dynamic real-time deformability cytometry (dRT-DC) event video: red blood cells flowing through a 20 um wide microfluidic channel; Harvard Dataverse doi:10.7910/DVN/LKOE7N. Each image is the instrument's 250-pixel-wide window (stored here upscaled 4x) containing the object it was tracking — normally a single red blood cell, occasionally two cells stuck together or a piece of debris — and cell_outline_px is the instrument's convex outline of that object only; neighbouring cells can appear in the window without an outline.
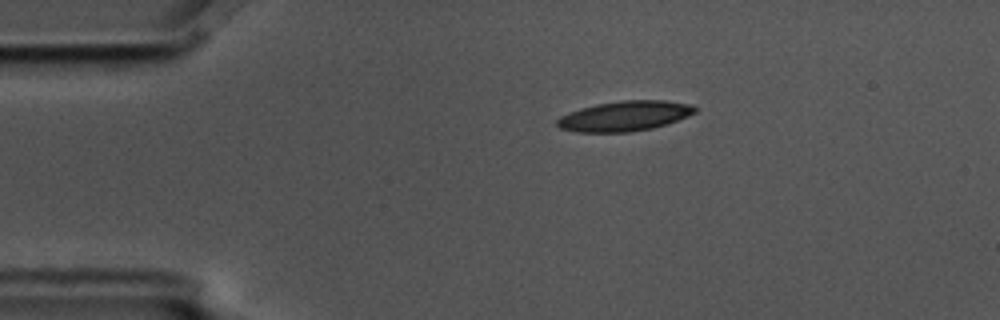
{"species": "common noctule bat (a hibernating species)", "species_latin": "Nyctalus noctula", "temperature_condition": "cold", "stored_images_in_passage": 7, "camera_frame_rate_fps": 3000, "um_per_image_px": 0.085, "animal": {"sex": "male", "body_mass_g": 17.5, "forearm_length_mm": 52.3}, "frame": {"image": 1, "passage_image": 3, "time_ms": 0.667, "image_size_px": [1000, 320], "cell_outline_px": [[696, 112], [688, 116], [668, 124], [652, 128], [628, 132], [576, 132], [560, 128], [556, 124], [556, 120], [560, 116], [580, 108], [596, 104], [620, 100], [664, 100], [692, 104], [696, 108]], "centroid_in_image_um": [53.1, 9.86], "position_along_channel_um": 31.9, "area_um2": 24.28}}
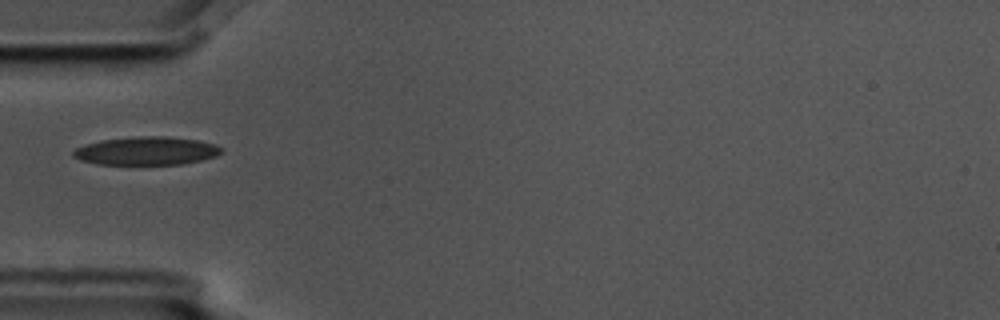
{"frame": {"image": 2, "passage_image": 5, "time_ms": 1.333, "image_size_px": [1000, 320], "cell_outline_px": [[224, 152], [216, 156], [200, 160], [180, 164], [96, 164], [80, 160], [72, 156], [72, 152], [76, 148], [84, 144], [100, 140], [136, 136], [164, 136], [196, 140], [216, 144], [224, 148]], "centroid_in_image_um": [12.44, 12.82], "position_along_channel_um": 72.6, "area_um2": 24.51}}